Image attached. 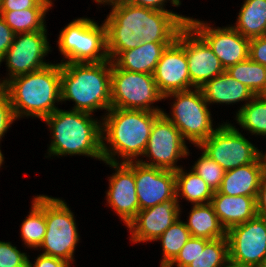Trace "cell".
<instances>
[{
    "label": "cell",
    "mask_w": 266,
    "mask_h": 267,
    "mask_svg": "<svg viewBox=\"0 0 266 267\" xmlns=\"http://www.w3.org/2000/svg\"><path fill=\"white\" fill-rule=\"evenodd\" d=\"M106 25L107 53L113 61L122 51L140 43H172L191 17L177 12L125 4L111 7Z\"/></svg>",
    "instance_id": "cell-1"
},
{
    "label": "cell",
    "mask_w": 266,
    "mask_h": 267,
    "mask_svg": "<svg viewBox=\"0 0 266 267\" xmlns=\"http://www.w3.org/2000/svg\"><path fill=\"white\" fill-rule=\"evenodd\" d=\"M104 114L101 117L103 161H138L144 154L154 121L162 113L110 108Z\"/></svg>",
    "instance_id": "cell-2"
},
{
    "label": "cell",
    "mask_w": 266,
    "mask_h": 267,
    "mask_svg": "<svg viewBox=\"0 0 266 267\" xmlns=\"http://www.w3.org/2000/svg\"><path fill=\"white\" fill-rule=\"evenodd\" d=\"M92 115L58 108L46 117L43 121L52 134L46 158L82 155L103 161L102 121Z\"/></svg>",
    "instance_id": "cell-3"
},
{
    "label": "cell",
    "mask_w": 266,
    "mask_h": 267,
    "mask_svg": "<svg viewBox=\"0 0 266 267\" xmlns=\"http://www.w3.org/2000/svg\"><path fill=\"white\" fill-rule=\"evenodd\" d=\"M16 119L28 116L44 120L61 103V63L10 79L4 86Z\"/></svg>",
    "instance_id": "cell-4"
},
{
    "label": "cell",
    "mask_w": 266,
    "mask_h": 267,
    "mask_svg": "<svg viewBox=\"0 0 266 267\" xmlns=\"http://www.w3.org/2000/svg\"><path fill=\"white\" fill-rule=\"evenodd\" d=\"M112 61L61 64V102L73 101L72 110L93 114L111 108Z\"/></svg>",
    "instance_id": "cell-5"
},
{
    "label": "cell",
    "mask_w": 266,
    "mask_h": 267,
    "mask_svg": "<svg viewBox=\"0 0 266 267\" xmlns=\"http://www.w3.org/2000/svg\"><path fill=\"white\" fill-rule=\"evenodd\" d=\"M59 33L56 42L63 55L61 64L109 60L104 21L99 26L93 19L80 17L67 24Z\"/></svg>",
    "instance_id": "cell-6"
},
{
    "label": "cell",
    "mask_w": 266,
    "mask_h": 267,
    "mask_svg": "<svg viewBox=\"0 0 266 267\" xmlns=\"http://www.w3.org/2000/svg\"><path fill=\"white\" fill-rule=\"evenodd\" d=\"M173 97V99H172ZM174 100L170 114H162L180 131L183 138L198 147L216 129L213 125L209 104L205 101L201 88L170 93L163 99Z\"/></svg>",
    "instance_id": "cell-7"
},
{
    "label": "cell",
    "mask_w": 266,
    "mask_h": 267,
    "mask_svg": "<svg viewBox=\"0 0 266 267\" xmlns=\"http://www.w3.org/2000/svg\"><path fill=\"white\" fill-rule=\"evenodd\" d=\"M64 201L45 195L46 233L37 250L42 249L43 255L60 258L73 264L75 247L80 235L74 213Z\"/></svg>",
    "instance_id": "cell-8"
},
{
    "label": "cell",
    "mask_w": 266,
    "mask_h": 267,
    "mask_svg": "<svg viewBox=\"0 0 266 267\" xmlns=\"http://www.w3.org/2000/svg\"><path fill=\"white\" fill-rule=\"evenodd\" d=\"M163 96L158 91L153 74L119 69L113 62L111 68V108L147 110L162 113L154 106Z\"/></svg>",
    "instance_id": "cell-9"
},
{
    "label": "cell",
    "mask_w": 266,
    "mask_h": 267,
    "mask_svg": "<svg viewBox=\"0 0 266 267\" xmlns=\"http://www.w3.org/2000/svg\"><path fill=\"white\" fill-rule=\"evenodd\" d=\"M198 148L225 171L254 163L261 154L260 149L229 122L218 124L217 129Z\"/></svg>",
    "instance_id": "cell-10"
},
{
    "label": "cell",
    "mask_w": 266,
    "mask_h": 267,
    "mask_svg": "<svg viewBox=\"0 0 266 267\" xmlns=\"http://www.w3.org/2000/svg\"><path fill=\"white\" fill-rule=\"evenodd\" d=\"M189 153L179 129L161 114L154 121L144 154L138 161L147 166L177 171L182 167L177 166L178 160L187 157ZM145 156L148 162L142 160Z\"/></svg>",
    "instance_id": "cell-11"
},
{
    "label": "cell",
    "mask_w": 266,
    "mask_h": 267,
    "mask_svg": "<svg viewBox=\"0 0 266 267\" xmlns=\"http://www.w3.org/2000/svg\"><path fill=\"white\" fill-rule=\"evenodd\" d=\"M51 51L47 39V30L15 34L13 43L0 59L6 62L8 77L4 85L12 78L37 71L51 64L44 57Z\"/></svg>",
    "instance_id": "cell-12"
},
{
    "label": "cell",
    "mask_w": 266,
    "mask_h": 267,
    "mask_svg": "<svg viewBox=\"0 0 266 267\" xmlns=\"http://www.w3.org/2000/svg\"><path fill=\"white\" fill-rule=\"evenodd\" d=\"M229 261L258 267L266 260V219L259 216L227 230Z\"/></svg>",
    "instance_id": "cell-13"
},
{
    "label": "cell",
    "mask_w": 266,
    "mask_h": 267,
    "mask_svg": "<svg viewBox=\"0 0 266 267\" xmlns=\"http://www.w3.org/2000/svg\"><path fill=\"white\" fill-rule=\"evenodd\" d=\"M188 25L208 44L225 70L249 58L250 39L242 36L232 25L216 28L192 17Z\"/></svg>",
    "instance_id": "cell-14"
},
{
    "label": "cell",
    "mask_w": 266,
    "mask_h": 267,
    "mask_svg": "<svg viewBox=\"0 0 266 267\" xmlns=\"http://www.w3.org/2000/svg\"><path fill=\"white\" fill-rule=\"evenodd\" d=\"M135 173L140 210L176 199L175 171L147 166L139 161L126 163Z\"/></svg>",
    "instance_id": "cell-15"
},
{
    "label": "cell",
    "mask_w": 266,
    "mask_h": 267,
    "mask_svg": "<svg viewBox=\"0 0 266 267\" xmlns=\"http://www.w3.org/2000/svg\"><path fill=\"white\" fill-rule=\"evenodd\" d=\"M177 39L185 47L190 81L196 88L225 72L208 44L188 24L179 31Z\"/></svg>",
    "instance_id": "cell-16"
},
{
    "label": "cell",
    "mask_w": 266,
    "mask_h": 267,
    "mask_svg": "<svg viewBox=\"0 0 266 267\" xmlns=\"http://www.w3.org/2000/svg\"><path fill=\"white\" fill-rule=\"evenodd\" d=\"M103 162L115 171L108 177L107 205L128 226L140 210L136 194L135 173L126 163Z\"/></svg>",
    "instance_id": "cell-17"
},
{
    "label": "cell",
    "mask_w": 266,
    "mask_h": 267,
    "mask_svg": "<svg viewBox=\"0 0 266 267\" xmlns=\"http://www.w3.org/2000/svg\"><path fill=\"white\" fill-rule=\"evenodd\" d=\"M153 76L163 97L196 88L190 81L185 47L177 38L162 52Z\"/></svg>",
    "instance_id": "cell-18"
},
{
    "label": "cell",
    "mask_w": 266,
    "mask_h": 267,
    "mask_svg": "<svg viewBox=\"0 0 266 267\" xmlns=\"http://www.w3.org/2000/svg\"><path fill=\"white\" fill-rule=\"evenodd\" d=\"M178 201H168L154 207L139 210L128 224L132 243L156 241L178 218L181 207Z\"/></svg>",
    "instance_id": "cell-19"
},
{
    "label": "cell",
    "mask_w": 266,
    "mask_h": 267,
    "mask_svg": "<svg viewBox=\"0 0 266 267\" xmlns=\"http://www.w3.org/2000/svg\"><path fill=\"white\" fill-rule=\"evenodd\" d=\"M211 204L226 231L257 216L256 196H228L216 191Z\"/></svg>",
    "instance_id": "cell-20"
},
{
    "label": "cell",
    "mask_w": 266,
    "mask_h": 267,
    "mask_svg": "<svg viewBox=\"0 0 266 267\" xmlns=\"http://www.w3.org/2000/svg\"><path fill=\"white\" fill-rule=\"evenodd\" d=\"M264 175L261 157L254 163L225 171L219 192L228 196H257Z\"/></svg>",
    "instance_id": "cell-21"
},
{
    "label": "cell",
    "mask_w": 266,
    "mask_h": 267,
    "mask_svg": "<svg viewBox=\"0 0 266 267\" xmlns=\"http://www.w3.org/2000/svg\"><path fill=\"white\" fill-rule=\"evenodd\" d=\"M205 101L211 104H227L244 102L240 109L255 95L242 83L229 76L226 71L212 80L207 81L202 87Z\"/></svg>",
    "instance_id": "cell-22"
},
{
    "label": "cell",
    "mask_w": 266,
    "mask_h": 267,
    "mask_svg": "<svg viewBox=\"0 0 266 267\" xmlns=\"http://www.w3.org/2000/svg\"><path fill=\"white\" fill-rule=\"evenodd\" d=\"M171 43H145L136 48L122 51L112 62L130 72L153 74L162 52Z\"/></svg>",
    "instance_id": "cell-23"
},
{
    "label": "cell",
    "mask_w": 266,
    "mask_h": 267,
    "mask_svg": "<svg viewBox=\"0 0 266 267\" xmlns=\"http://www.w3.org/2000/svg\"><path fill=\"white\" fill-rule=\"evenodd\" d=\"M185 222L191 237L215 240L226 237V229L222 226L211 203L192 205Z\"/></svg>",
    "instance_id": "cell-24"
},
{
    "label": "cell",
    "mask_w": 266,
    "mask_h": 267,
    "mask_svg": "<svg viewBox=\"0 0 266 267\" xmlns=\"http://www.w3.org/2000/svg\"><path fill=\"white\" fill-rule=\"evenodd\" d=\"M235 24L232 26L248 39L266 36V0H245Z\"/></svg>",
    "instance_id": "cell-25"
},
{
    "label": "cell",
    "mask_w": 266,
    "mask_h": 267,
    "mask_svg": "<svg viewBox=\"0 0 266 267\" xmlns=\"http://www.w3.org/2000/svg\"><path fill=\"white\" fill-rule=\"evenodd\" d=\"M184 171L183 167L175 171L176 199L180 197L189 201L191 205L211 203L214 192L208 184L192 169Z\"/></svg>",
    "instance_id": "cell-26"
},
{
    "label": "cell",
    "mask_w": 266,
    "mask_h": 267,
    "mask_svg": "<svg viewBox=\"0 0 266 267\" xmlns=\"http://www.w3.org/2000/svg\"><path fill=\"white\" fill-rule=\"evenodd\" d=\"M31 210L21 224V238L29 249L37 250L46 233L45 195L33 196Z\"/></svg>",
    "instance_id": "cell-27"
},
{
    "label": "cell",
    "mask_w": 266,
    "mask_h": 267,
    "mask_svg": "<svg viewBox=\"0 0 266 267\" xmlns=\"http://www.w3.org/2000/svg\"><path fill=\"white\" fill-rule=\"evenodd\" d=\"M236 123L251 135L266 137V95H255L236 112Z\"/></svg>",
    "instance_id": "cell-28"
},
{
    "label": "cell",
    "mask_w": 266,
    "mask_h": 267,
    "mask_svg": "<svg viewBox=\"0 0 266 267\" xmlns=\"http://www.w3.org/2000/svg\"><path fill=\"white\" fill-rule=\"evenodd\" d=\"M51 8H29L19 11H0V16L15 34L46 29V14Z\"/></svg>",
    "instance_id": "cell-29"
},
{
    "label": "cell",
    "mask_w": 266,
    "mask_h": 267,
    "mask_svg": "<svg viewBox=\"0 0 266 267\" xmlns=\"http://www.w3.org/2000/svg\"><path fill=\"white\" fill-rule=\"evenodd\" d=\"M226 73L245 85L254 95H266V67L250 58L228 67Z\"/></svg>",
    "instance_id": "cell-30"
},
{
    "label": "cell",
    "mask_w": 266,
    "mask_h": 267,
    "mask_svg": "<svg viewBox=\"0 0 266 267\" xmlns=\"http://www.w3.org/2000/svg\"><path fill=\"white\" fill-rule=\"evenodd\" d=\"M191 237L185 222L178 218L157 240L162 245L160 267H167L179 254L181 248Z\"/></svg>",
    "instance_id": "cell-31"
},
{
    "label": "cell",
    "mask_w": 266,
    "mask_h": 267,
    "mask_svg": "<svg viewBox=\"0 0 266 267\" xmlns=\"http://www.w3.org/2000/svg\"><path fill=\"white\" fill-rule=\"evenodd\" d=\"M229 250L227 237L210 240L187 267H227Z\"/></svg>",
    "instance_id": "cell-32"
},
{
    "label": "cell",
    "mask_w": 266,
    "mask_h": 267,
    "mask_svg": "<svg viewBox=\"0 0 266 267\" xmlns=\"http://www.w3.org/2000/svg\"><path fill=\"white\" fill-rule=\"evenodd\" d=\"M191 169L208 184L213 192L219 190L224 178L225 170L205 152H202L201 156L196 160Z\"/></svg>",
    "instance_id": "cell-33"
},
{
    "label": "cell",
    "mask_w": 266,
    "mask_h": 267,
    "mask_svg": "<svg viewBox=\"0 0 266 267\" xmlns=\"http://www.w3.org/2000/svg\"><path fill=\"white\" fill-rule=\"evenodd\" d=\"M210 240L199 237H190L185 245L181 248L179 254L167 267H187L203 250Z\"/></svg>",
    "instance_id": "cell-34"
},
{
    "label": "cell",
    "mask_w": 266,
    "mask_h": 267,
    "mask_svg": "<svg viewBox=\"0 0 266 267\" xmlns=\"http://www.w3.org/2000/svg\"><path fill=\"white\" fill-rule=\"evenodd\" d=\"M28 256L11 242L0 241V267H27Z\"/></svg>",
    "instance_id": "cell-35"
},
{
    "label": "cell",
    "mask_w": 266,
    "mask_h": 267,
    "mask_svg": "<svg viewBox=\"0 0 266 267\" xmlns=\"http://www.w3.org/2000/svg\"><path fill=\"white\" fill-rule=\"evenodd\" d=\"M15 120L17 119L12 109L10 97L7 91L2 88L0 89V142Z\"/></svg>",
    "instance_id": "cell-36"
},
{
    "label": "cell",
    "mask_w": 266,
    "mask_h": 267,
    "mask_svg": "<svg viewBox=\"0 0 266 267\" xmlns=\"http://www.w3.org/2000/svg\"><path fill=\"white\" fill-rule=\"evenodd\" d=\"M52 0H1L0 11H19L29 8H51Z\"/></svg>",
    "instance_id": "cell-37"
},
{
    "label": "cell",
    "mask_w": 266,
    "mask_h": 267,
    "mask_svg": "<svg viewBox=\"0 0 266 267\" xmlns=\"http://www.w3.org/2000/svg\"><path fill=\"white\" fill-rule=\"evenodd\" d=\"M249 58L266 67V36L250 39Z\"/></svg>",
    "instance_id": "cell-38"
},
{
    "label": "cell",
    "mask_w": 266,
    "mask_h": 267,
    "mask_svg": "<svg viewBox=\"0 0 266 267\" xmlns=\"http://www.w3.org/2000/svg\"><path fill=\"white\" fill-rule=\"evenodd\" d=\"M72 265L60 258L46 256L43 254H39L34 264L29 260L28 256V266L27 267H71Z\"/></svg>",
    "instance_id": "cell-39"
},
{
    "label": "cell",
    "mask_w": 266,
    "mask_h": 267,
    "mask_svg": "<svg viewBox=\"0 0 266 267\" xmlns=\"http://www.w3.org/2000/svg\"><path fill=\"white\" fill-rule=\"evenodd\" d=\"M15 33L0 16V59L6 54L14 40Z\"/></svg>",
    "instance_id": "cell-40"
},
{
    "label": "cell",
    "mask_w": 266,
    "mask_h": 267,
    "mask_svg": "<svg viewBox=\"0 0 266 267\" xmlns=\"http://www.w3.org/2000/svg\"><path fill=\"white\" fill-rule=\"evenodd\" d=\"M170 1L172 6L179 7L181 5L180 0H136L133 5L151 8L154 10L165 11V12H173L172 10L165 9L164 6Z\"/></svg>",
    "instance_id": "cell-41"
},
{
    "label": "cell",
    "mask_w": 266,
    "mask_h": 267,
    "mask_svg": "<svg viewBox=\"0 0 266 267\" xmlns=\"http://www.w3.org/2000/svg\"><path fill=\"white\" fill-rule=\"evenodd\" d=\"M257 216L266 219V175H263L256 196Z\"/></svg>",
    "instance_id": "cell-42"
},
{
    "label": "cell",
    "mask_w": 266,
    "mask_h": 267,
    "mask_svg": "<svg viewBox=\"0 0 266 267\" xmlns=\"http://www.w3.org/2000/svg\"><path fill=\"white\" fill-rule=\"evenodd\" d=\"M136 0H114V6L133 4Z\"/></svg>",
    "instance_id": "cell-43"
},
{
    "label": "cell",
    "mask_w": 266,
    "mask_h": 267,
    "mask_svg": "<svg viewBox=\"0 0 266 267\" xmlns=\"http://www.w3.org/2000/svg\"><path fill=\"white\" fill-rule=\"evenodd\" d=\"M97 5L103 4L104 5H110L111 7H114V0H93Z\"/></svg>",
    "instance_id": "cell-44"
},
{
    "label": "cell",
    "mask_w": 266,
    "mask_h": 267,
    "mask_svg": "<svg viewBox=\"0 0 266 267\" xmlns=\"http://www.w3.org/2000/svg\"><path fill=\"white\" fill-rule=\"evenodd\" d=\"M260 157H261L262 162H263L264 175H266V153L265 152L263 153L262 150H261Z\"/></svg>",
    "instance_id": "cell-45"
},
{
    "label": "cell",
    "mask_w": 266,
    "mask_h": 267,
    "mask_svg": "<svg viewBox=\"0 0 266 267\" xmlns=\"http://www.w3.org/2000/svg\"><path fill=\"white\" fill-rule=\"evenodd\" d=\"M227 267H251V266L238 265L229 261Z\"/></svg>",
    "instance_id": "cell-46"
},
{
    "label": "cell",
    "mask_w": 266,
    "mask_h": 267,
    "mask_svg": "<svg viewBox=\"0 0 266 267\" xmlns=\"http://www.w3.org/2000/svg\"><path fill=\"white\" fill-rule=\"evenodd\" d=\"M4 156H3V154H2V152H1V149H0V169H1V167H3L2 165H3V162H4Z\"/></svg>",
    "instance_id": "cell-47"
},
{
    "label": "cell",
    "mask_w": 266,
    "mask_h": 267,
    "mask_svg": "<svg viewBox=\"0 0 266 267\" xmlns=\"http://www.w3.org/2000/svg\"><path fill=\"white\" fill-rule=\"evenodd\" d=\"M0 65H1V61H0ZM4 86H5V85H4L3 80L0 79V89L4 88Z\"/></svg>",
    "instance_id": "cell-48"
},
{
    "label": "cell",
    "mask_w": 266,
    "mask_h": 267,
    "mask_svg": "<svg viewBox=\"0 0 266 267\" xmlns=\"http://www.w3.org/2000/svg\"><path fill=\"white\" fill-rule=\"evenodd\" d=\"M258 267H266V260L261 265H259Z\"/></svg>",
    "instance_id": "cell-49"
}]
</instances>
